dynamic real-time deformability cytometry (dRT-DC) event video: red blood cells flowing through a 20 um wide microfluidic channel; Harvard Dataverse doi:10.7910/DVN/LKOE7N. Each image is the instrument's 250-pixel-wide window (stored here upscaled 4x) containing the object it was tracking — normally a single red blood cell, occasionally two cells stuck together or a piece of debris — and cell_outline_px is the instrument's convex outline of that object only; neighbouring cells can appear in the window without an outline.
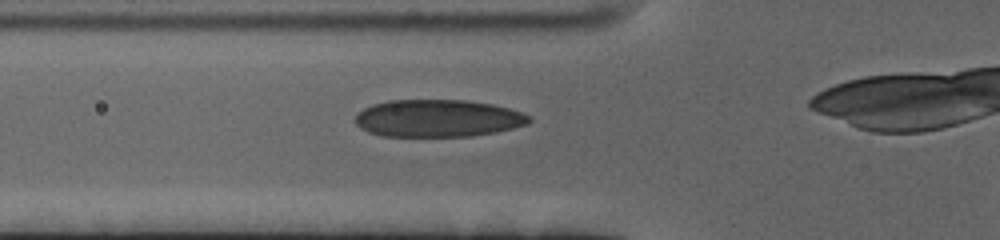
{"species": "human", "species_latin": "Homo sapiens", "temperature_condition": "cold", "stored_images_in_passage": 41, "camera_frame_rate_fps": 3000, "um_per_image_px": 0.085, "donor": {"sex": "female"}, "frame": {"image": 1, "passage_image": 13, "time_ms": 4.0, "image_size_px": [1000, 240], "cell_outline_px": [[532, 120], [528, 124], [496, 132], [472, 136], [380, 136], [368, 132], [360, 128], [356, 124], [356, 112], [372, 104], [388, 100], [464, 100], [492, 104], [508, 108], [520, 112], [528, 116]], "centroid_in_image_um": [37.18, 10.05], "position_along_channel_um": 88.6, "area_um2": 37.92}}
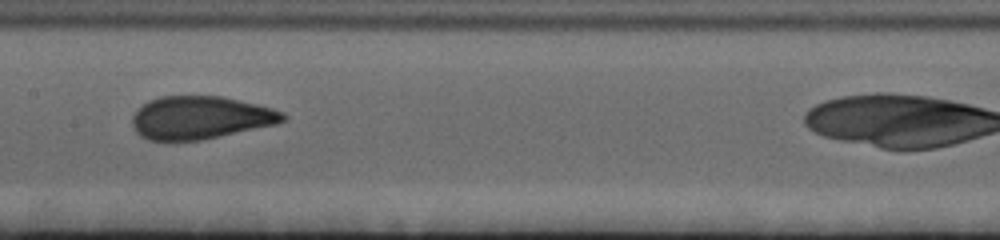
{"frame": {"image": 2, "passage_image": 22, "time_ms": 7.0, "image_size_px": [1000, 240], "cell_outline_px": [[288, 120], [276, 124], [220, 136], [200, 140], [168, 144], [148, 140], [140, 136], [132, 128], [132, 116], [148, 100], [160, 96], [224, 96], [272, 108], [284, 112], [288, 116]], "centroid_in_image_um": [17.0, 10.03], "position_along_channel_um": 190.4, "area_um2": 38.49}}
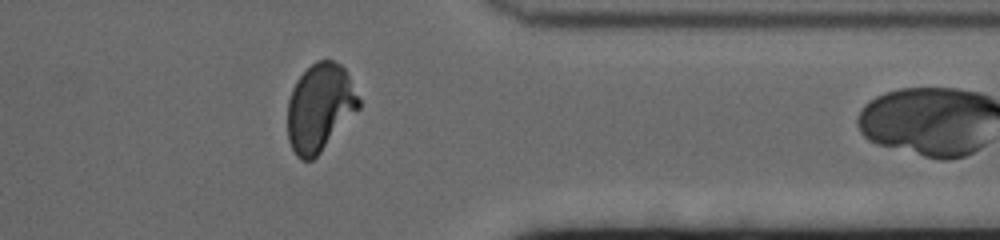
{"frame": {"image": 3, "passage_image": 40, "time_ms": 13.0, "image_size_px": [1000, 240], "cell_outline_px": [[360, 108], [320, 152], [312, 160], [300, 160], [296, 156], [288, 140], [288, 100], [292, 88], [296, 80], [316, 60], [332, 60], [340, 64], [344, 68], [360, 100]], "centroid_in_image_um": [27.17, 9.14], "position_along_channel_um": 384.2, "area_um2": 36.18}}